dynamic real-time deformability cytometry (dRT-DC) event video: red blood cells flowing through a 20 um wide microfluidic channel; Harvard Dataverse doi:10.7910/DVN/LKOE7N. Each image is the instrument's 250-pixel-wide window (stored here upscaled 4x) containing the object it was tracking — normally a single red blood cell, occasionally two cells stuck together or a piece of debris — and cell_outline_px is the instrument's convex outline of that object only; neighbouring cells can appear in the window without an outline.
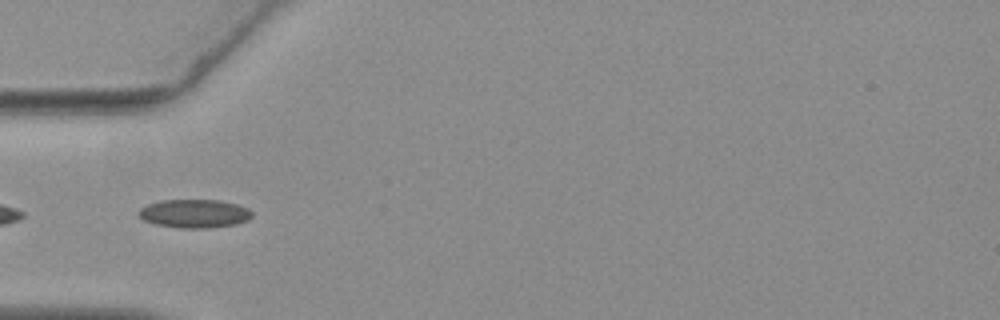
{"species": "common noctule bat (a hibernating species)", "species_latin": "Nyctalus noctula", "temperature_condition": "warm", "stored_images_in_passage": 6, "camera_frame_rate_fps": 3000, "um_per_image_px": 0.085, "animal": {"sex": "female", "body_mass_g": 19.3, "forearm_length_mm": 54.1}, "frame": {"image": 1, "passage_image": 3, "time_ms": 0.667, "image_size_px": [1000, 320], "cell_outline_px": [[252, 216], [248, 220], [236, 224], [208, 228], [184, 228], [156, 224], [144, 220], [136, 212], [140, 208], [148, 204], [160, 200], [220, 200], [236, 204], [248, 208], [252, 212]], "centroid_in_image_um": [16.53, 18.15], "position_along_channel_um": 68.5, "area_um2": 18.79}}